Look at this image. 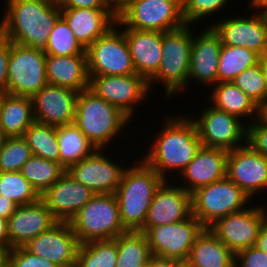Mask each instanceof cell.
<instances>
[{
  "mask_svg": "<svg viewBox=\"0 0 267 267\" xmlns=\"http://www.w3.org/2000/svg\"><path fill=\"white\" fill-rule=\"evenodd\" d=\"M164 114L161 128L154 133L152 144L146 146V153L140 157L164 180H172L193 160L202 144L196 126L189 115ZM148 151V152H147ZM173 172V173H172ZM174 172L176 174H174ZM168 174V175H167ZM170 174H172L170 176ZM174 174V175H173ZM169 176V177H167Z\"/></svg>",
  "mask_w": 267,
  "mask_h": 267,
  "instance_id": "cell-1",
  "label": "cell"
},
{
  "mask_svg": "<svg viewBox=\"0 0 267 267\" xmlns=\"http://www.w3.org/2000/svg\"><path fill=\"white\" fill-rule=\"evenodd\" d=\"M0 35L10 42L43 49L61 16L55 0H2ZM2 18V19H1Z\"/></svg>",
  "mask_w": 267,
  "mask_h": 267,
  "instance_id": "cell-2",
  "label": "cell"
},
{
  "mask_svg": "<svg viewBox=\"0 0 267 267\" xmlns=\"http://www.w3.org/2000/svg\"><path fill=\"white\" fill-rule=\"evenodd\" d=\"M130 160L133 162H129L131 166L128 164L114 194L124 228L139 232L144 227L153 196L164 179L138 156Z\"/></svg>",
  "mask_w": 267,
  "mask_h": 267,
  "instance_id": "cell-3",
  "label": "cell"
},
{
  "mask_svg": "<svg viewBox=\"0 0 267 267\" xmlns=\"http://www.w3.org/2000/svg\"><path fill=\"white\" fill-rule=\"evenodd\" d=\"M130 121L117 107L96 96L89 89L78 93L73 124L79 128L95 149L108 150V145L113 146L110 143L113 144L119 135L124 134L123 139L125 136L131 139L127 136L131 130L124 129L130 128L127 126L131 123Z\"/></svg>",
  "mask_w": 267,
  "mask_h": 267,
  "instance_id": "cell-4",
  "label": "cell"
},
{
  "mask_svg": "<svg viewBox=\"0 0 267 267\" xmlns=\"http://www.w3.org/2000/svg\"><path fill=\"white\" fill-rule=\"evenodd\" d=\"M195 25L162 32V58L157 73L148 81L151 92L154 85L164 87L166 100L184 94L188 86V73Z\"/></svg>",
  "mask_w": 267,
  "mask_h": 267,
  "instance_id": "cell-5",
  "label": "cell"
},
{
  "mask_svg": "<svg viewBox=\"0 0 267 267\" xmlns=\"http://www.w3.org/2000/svg\"><path fill=\"white\" fill-rule=\"evenodd\" d=\"M80 244L115 239L128 232L114 193H96L68 222Z\"/></svg>",
  "mask_w": 267,
  "mask_h": 267,
  "instance_id": "cell-6",
  "label": "cell"
},
{
  "mask_svg": "<svg viewBox=\"0 0 267 267\" xmlns=\"http://www.w3.org/2000/svg\"><path fill=\"white\" fill-rule=\"evenodd\" d=\"M251 202V198L227 177L191 192L192 215L205 228L219 218L245 209Z\"/></svg>",
  "mask_w": 267,
  "mask_h": 267,
  "instance_id": "cell-7",
  "label": "cell"
},
{
  "mask_svg": "<svg viewBox=\"0 0 267 267\" xmlns=\"http://www.w3.org/2000/svg\"><path fill=\"white\" fill-rule=\"evenodd\" d=\"M206 103L207 107L202 105L204 108H200L199 115L188 114L196 126L202 146L229 152L246 144V122Z\"/></svg>",
  "mask_w": 267,
  "mask_h": 267,
  "instance_id": "cell-8",
  "label": "cell"
},
{
  "mask_svg": "<svg viewBox=\"0 0 267 267\" xmlns=\"http://www.w3.org/2000/svg\"><path fill=\"white\" fill-rule=\"evenodd\" d=\"M122 28L168 32L183 27L181 0H131L116 21Z\"/></svg>",
  "mask_w": 267,
  "mask_h": 267,
  "instance_id": "cell-9",
  "label": "cell"
},
{
  "mask_svg": "<svg viewBox=\"0 0 267 267\" xmlns=\"http://www.w3.org/2000/svg\"><path fill=\"white\" fill-rule=\"evenodd\" d=\"M46 56L43 49L11 42L7 93L33 97L46 86Z\"/></svg>",
  "mask_w": 267,
  "mask_h": 267,
  "instance_id": "cell-10",
  "label": "cell"
},
{
  "mask_svg": "<svg viewBox=\"0 0 267 267\" xmlns=\"http://www.w3.org/2000/svg\"><path fill=\"white\" fill-rule=\"evenodd\" d=\"M89 78V90L117 107L132 121L138 106L149 100L150 93L154 94L148 81L139 74L97 75Z\"/></svg>",
  "mask_w": 267,
  "mask_h": 267,
  "instance_id": "cell-11",
  "label": "cell"
},
{
  "mask_svg": "<svg viewBox=\"0 0 267 267\" xmlns=\"http://www.w3.org/2000/svg\"><path fill=\"white\" fill-rule=\"evenodd\" d=\"M89 76L136 74L122 27L116 24L87 49Z\"/></svg>",
  "mask_w": 267,
  "mask_h": 267,
  "instance_id": "cell-12",
  "label": "cell"
},
{
  "mask_svg": "<svg viewBox=\"0 0 267 267\" xmlns=\"http://www.w3.org/2000/svg\"><path fill=\"white\" fill-rule=\"evenodd\" d=\"M204 229L192 215L186 220L167 225L143 227L139 232L145 234L152 255L186 261L192 245Z\"/></svg>",
  "mask_w": 267,
  "mask_h": 267,
  "instance_id": "cell-13",
  "label": "cell"
},
{
  "mask_svg": "<svg viewBox=\"0 0 267 267\" xmlns=\"http://www.w3.org/2000/svg\"><path fill=\"white\" fill-rule=\"evenodd\" d=\"M255 203L217 219L208 227L234 254L255 245L260 227L267 217V204L261 202L256 206Z\"/></svg>",
  "mask_w": 267,
  "mask_h": 267,
  "instance_id": "cell-14",
  "label": "cell"
},
{
  "mask_svg": "<svg viewBox=\"0 0 267 267\" xmlns=\"http://www.w3.org/2000/svg\"><path fill=\"white\" fill-rule=\"evenodd\" d=\"M108 153L107 149H95L86 158L70 165L66 171L95 193H115L127 164L124 162L126 160H114L112 154Z\"/></svg>",
  "mask_w": 267,
  "mask_h": 267,
  "instance_id": "cell-15",
  "label": "cell"
},
{
  "mask_svg": "<svg viewBox=\"0 0 267 267\" xmlns=\"http://www.w3.org/2000/svg\"><path fill=\"white\" fill-rule=\"evenodd\" d=\"M238 17L217 19L210 26L226 46H241L263 56L267 53V14L254 12Z\"/></svg>",
  "mask_w": 267,
  "mask_h": 267,
  "instance_id": "cell-16",
  "label": "cell"
},
{
  "mask_svg": "<svg viewBox=\"0 0 267 267\" xmlns=\"http://www.w3.org/2000/svg\"><path fill=\"white\" fill-rule=\"evenodd\" d=\"M226 177L258 202L267 194V159L246 143L228 152Z\"/></svg>",
  "mask_w": 267,
  "mask_h": 267,
  "instance_id": "cell-17",
  "label": "cell"
},
{
  "mask_svg": "<svg viewBox=\"0 0 267 267\" xmlns=\"http://www.w3.org/2000/svg\"><path fill=\"white\" fill-rule=\"evenodd\" d=\"M79 246L78 238L65 221H58L23 245L33 255L47 259L58 267H76Z\"/></svg>",
  "mask_w": 267,
  "mask_h": 267,
  "instance_id": "cell-18",
  "label": "cell"
},
{
  "mask_svg": "<svg viewBox=\"0 0 267 267\" xmlns=\"http://www.w3.org/2000/svg\"><path fill=\"white\" fill-rule=\"evenodd\" d=\"M198 34L194 31L188 73V87L192 80L207 89L218 83V63L222 43L219 35L208 25ZM190 83V84H189ZM210 87V88H209Z\"/></svg>",
  "mask_w": 267,
  "mask_h": 267,
  "instance_id": "cell-19",
  "label": "cell"
},
{
  "mask_svg": "<svg viewBox=\"0 0 267 267\" xmlns=\"http://www.w3.org/2000/svg\"><path fill=\"white\" fill-rule=\"evenodd\" d=\"M191 216V193L175 181L164 180L153 196L144 227L167 225Z\"/></svg>",
  "mask_w": 267,
  "mask_h": 267,
  "instance_id": "cell-20",
  "label": "cell"
},
{
  "mask_svg": "<svg viewBox=\"0 0 267 267\" xmlns=\"http://www.w3.org/2000/svg\"><path fill=\"white\" fill-rule=\"evenodd\" d=\"M78 93L47 84L32 97L35 120L54 127L73 124Z\"/></svg>",
  "mask_w": 267,
  "mask_h": 267,
  "instance_id": "cell-21",
  "label": "cell"
},
{
  "mask_svg": "<svg viewBox=\"0 0 267 267\" xmlns=\"http://www.w3.org/2000/svg\"><path fill=\"white\" fill-rule=\"evenodd\" d=\"M95 194L65 171L40 199L58 221L69 222Z\"/></svg>",
  "mask_w": 267,
  "mask_h": 267,
  "instance_id": "cell-22",
  "label": "cell"
},
{
  "mask_svg": "<svg viewBox=\"0 0 267 267\" xmlns=\"http://www.w3.org/2000/svg\"><path fill=\"white\" fill-rule=\"evenodd\" d=\"M227 158V150L201 146L193 160L176 177L181 180L173 181L191 193L199 187L226 177Z\"/></svg>",
  "mask_w": 267,
  "mask_h": 267,
  "instance_id": "cell-23",
  "label": "cell"
},
{
  "mask_svg": "<svg viewBox=\"0 0 267 267\" xmlns=\"http://www.w3.org/2000/svg\"><path fill=\"white\" fill-rule=\"evenodd\" d=\"M57 222L41 199L32 204L17 206L7 219L9 249L25 245Z\"/></svg>",
  "mask_w": 267,
  "mask_h": 267,
  "instance_id": "cell-24",
  "label": "cell"
},
{
  "mask_svg": "<svg viewBox=\"0 0 267 267\" xmlns=\"http://www.w3.org/2000/svg\"><path fill=\"white\" fill-rule=\"evenodd\" d=\"M136 74L149 81L162 58V32L122 28Z\"/></svg>",
  "mask_w": 267,
  "mask_h": 267,
  "instance_id": "cell-25",
  "label": "cell"
},
{
  "mask_svg": "<svg viewBox=\"0 0 267 267\" xmlns=\"http://www.w3.org/2000/svg\"><path fill=\"white\" fill-rule=\"evenodd\" d=\"M61 16L85 49L117 21L108 9L61 8Z\"/></svg>",
  "mask_w": 267,
  "mask_h": 267,
  "instance_id": "cell-26",
  "label": "cell"
},
{
  "mask_svg": "<svg viewBox=\"0 0 267 267\" xmlns=\"http://www.w3.org/2000/svg\"><path fill=\"white\" fill-rule=\"evenodd\" d=\"M46 78L50 85L76 92L89 89L87 55L46 56Z\"/></svg>",
  "mask_w": 267,
  "mask_h": 267,
  "instance_id": "cell-27",
  "label": "cell"
},
{
  "mask_svg": "<svg viewBox=\"0 0 267 267\" xmlns=\"http://www.w3.org/2000/svg\"><path fill=\"white\" fill-rule=\"evenodd\" d=\"M210 91V97H206L210 105L247 121L246 124L261 116V109L232 82H219Z\"/></svg>",
  "mask_w": 267,
  "mask_h": 267,
  "instance_id": "cell-28",
  "label": "cell"
},
{
  "mask_svg": "<svg viewBox=\"0 0 267 267\" xmlns=\"http://www.w3.org/2000/svg\"><path fill=\"white\" fill-rule=\"evenodd\" d=\"M35 121L32 97L0 94V130L6 137L23 136Z\"/></svg>",
  "mask_w": 267,
  "mask_h": 267,
  "instance_id": "cell-29",
  "label": "cell"
},
{
  "mask_svg": "<svg viewBox=\"0 0 267 267\" xmlns=\"http://www.w3.org/2000/svg\"><path fill=\"white\" fill-rule=\"evenodd\" d=\"M186 261L192 267H235V254L205 228L196 238Z\"/></svg>",
  "mask_w": 267,
  "mask_h": 267,
  "instance_id": "cell-30",
  "label": "cell"
},
{
  "mask_svg": "<svg viewBox=\"0 0 267 267\" xmlns=\"http://www.w3.org/2000/svg\"><path fill=\"white\" fill-rule=\"evenodd\" d=\"M59 163L67 169L90 155L95 148L75 124L57 127Z\"/></svg>",
  "mask_w": 267,
  "mask_h": 267,
  "instance_id": "cell-31",
  "label": "cell"
},
{
  "mask_svg": "<svg viewBox=\"0 0 267 267\" xmlns=\"http://www.w3.org/2000/svg\"><path fill=\"white\" fill-rule=\"evenodd\" d=\"M116 267H147L152 256L144 233L128 231L117 237Z\"/></svg>",
  "mask_w": 267,
  "mask_h": 267,
  "instance_id": "cell-32",
  "label": "cell"
},
{
  "mask_svg": "<svg viewBox=\"0 0 267 267\" xmlns=\"http://www.w3.org/2000/svg\"><path fill=\"white\" fill-rule=\"evenodd\" d=\"M259 55L241 46L222 44L218 63V83L232 82L243 70L258 63Z\"/></svg>",
  "mask_w": 267,
  "mask_h": 267,
  "instance_id": "cell-33",
  "label": "cell"
},
{
  "mask_svg": "<svg viewBox=\"0 0 267 267\" xmlns=\"http://www.w3.org/2000/svg\"><path fill=\"white\" fill-rule=\"evenodd\" d=\"M66 169L55 161L32 155L20 170L22 176L41 195L52 186Z\"/></svg>",
  "mask_w": 267,
  "mask_h": 267,
  "instance_id": "cell-34",
  "label": "cell"
},
{
  "mask_svg": "<svg viewBox=\"0 0 267 267\" xmlns=\"http://www.w3.org/2000/svg\"><path fill=\"white\" fill-rule=\"evenodd\" d=\"M23 137L31 149L32 155L59 163V144L57 127L35 121Z\"/></svg>",
  "mask_w": 267,
  "mask_h": 267,
  "instance_id": "cell-35",
  "label": "cell"
},
{
  "mask_svg": "<svg viewBox=\"0 0 267 267\" xmlns=\"http://www.w3.org/2000/svg\"><path fill=\"white\" fill-rule=\"evenodd\" d=\"M117 237L80 244L76 267H116Z\"/></svg>",
  "mask_w": 267,
  "mask_h": 267,
  "instance_id": "cell-36",
  "label": "cell"
},
{
  "mask_svg": "<svg viewBox=\"0 0 267 267\" xmlns=\"http://www.w3.org/2000/svg\"><path fill=\"white\" fill-rule=\"evenodd\" d=\"M43 51L46 55L54 56L87 55L86 49L76 39L62 16L57 19Z\"/></svg>",
  "mask_w": 267,
  "mask_h": 267,
  "instance_id": "cell-37",
  "label": "cell"
},
{
  "mask_svg": "<svg viewBox=\"0 0 267 267\" xmlns=\"http://www.w3.org/2000/svg\"><path fill=\"white\" fill-rule=\"evenodd\" d=\"M0 195L10 199L17 206L37 202L40 195L20 171H0Z\"/></svg>",
  "mask_w": 267,
  "mask_h": 267,
  "instance_id": "cell-38",
  "label": "cell"
},
{
  "mask_svg": "<svg viewBox=\"0 0 267 267\" xmlns=\"http://www.w3.org/2000/svg\"><path fill=\"white\" fill-rule=\"evenodd\" d=\"M261 110L267 104L265 81L259 63L243 70L233 81Z\"/></svg>",
  "mask_w": 267,
  "mask_h": 267,
  "instance_id": "cell-39",
  "label": "cell"
},
{
  "mask_svg": "<svg viewBox=\"0 0 267 267\" xmlns=\"http://www.w3.org/2000/svg\"><path fill=\"white\" fill-rule=\"evenodd\" d=\"M32 156L23 136L6 137L0 150V171H20Z\"/></svg>",
  "mask_w": 267,
  "mask_h": 267,
  "instance_id": "cell-40",
  "label": "cell"
},
{
  "mask_svg": "<svg viewBox=\"0 0 267 267\" xmlns=\"http://www.w3.org/2000/svg\"><path fill=\"white\" fill-rule=\"evenodd\" d=\"M233 0H181L182 16L184 22L189 25H196V23L204 22L203 20H212L215 15L224 8H228V2L231 6ZM210 18H208V17ZM211 16V17H210ZM206 17V18H205Z\"/></svg>",
  "mask_w": 267,
  "mask_h": 267,
  "instance_id": "cell-41",
  "label": "cell"
},
{
  "mask_svg": "<svg viewBox=\"0 0 267 267\" xmlns=\"http://www.w3.org/2000/svg\"><path fill=\"white\" fill-rule=\"evenodd\" d=\"M6 267H58L53 262L33 255L23 246H17L7 251Z\"/></svg>",
  "mask_w": 267,
  "mask_h": 267,
  "instance_id": "cell-42",
  "label": "cell"
},
{
  "mask_svg": "<svg viewBox=\"0 0 267 267\" xmlns=\"http://www.w3.org/2000/svg\"><path fill=\"white\" fill-rule=\"evenodd\" d=\"M246 143L267 159V120L262 116L247 124Z\"/></svg>",
  "mask_w": 267,
  "mask_h": 267,
  "instance_id": "cell-43",
  "label": "cell"
},
{
  "mask_svg": "<svg viewBox=\"0 0 267 267\" xmlns=\"http://www.w3.org/2000/svg\"><path fill=\"white\" fill-rule=\"evenodd\" d=\"M235 267H267V253L255 245L235 254Z\"/></svg>",
  "mask_w": 267,
  "mask_h": 267,
  "instance_id": "cell-44",
  "label": "cell"
},
{
  "mask_svg": "<svg viewBox=\"0 0 267 267\" xmlns=\"http://www.w3.org/2000/svg\"><path fill=\"white\" fill-rule=\"evenodd\" d=\"M11 42L0 35V94L7 93L8 62Z\"/></svg>",
  "mask_w": 267,
  "mask_h": 267,
  "instance_id": "cell-45",
  "label": "cell"
},
{
  "mask_svg": "<svg viewBox=\"0 0 267 267\" xmlns=\"http://www.w3.org/2000/svg\"><path fill=\"white\" fill-rule=\"evenodd\" d=\"M60 8L107 9L103 0H55Z\"/></svg>",
  "mask_w": 267,
  "mask_h": 267,
  "instance_id": "cell-46",
  "label": "cell"
},
{
  "mask_svg": "<svg viewBox=\"0 0 267 267\" xmlns=\"http://www.w3.org/2000/svg\"><path fill=\"white\" fill-rule=\"evenodd\" d=\"M131 0H103L105 7L116 17L129 6Z\"/></svg>",
  "mask_w": 267,
  "mask_h": 267,
  "instance_id": "cell-47",
  "label": "cell"
},
{
  "mask_svg": "<svg viewBox=\"0 0 267 267\" xmlns=\"http://www.w3.org/2000/svg\"><path fill=\"white\" fill-rule=\"evenodd\" d=\"M17 205L10 199L0 195V217L8 219L16 209Z\"/></svg>",
  "mask_w": 267,
  "mask_h": 267,
  "instance_id": "cell-48",
  "label": "cell"
},
{
  "mask_svg": "<svg viewBox=\"0 0 267 267\" xmlns=\"http://www.w3.org/2000/svg\"><path fill=\"white\" fill-rule=\"evenodd\" d=\"M179 261L152 255L147 267H174Z\"/></svg>",
  "mask_w": 267,
  "mask_h": 267,
  "instance_id": "cell-49",
  "label": "cell"
},
{
  "mask_svg": "<svg viewBox=\"0 0 267 267\" xmlns=\"http://www.w3.org/2000/svg\"><path fill=\"white\" fill-rule=\"evenodd\" d=\"M255 246L267 253V217L260 227Z\"/></svg>",
  "mask_w": 267,
  "mask_h": 267,
  "instance_id": "cell-50",
  "label": "cell"
},
{
  "mask_svg": "<svg viewBox=\"0 0 267 267\" xmlns=\"http://www.w3.org/2000/svg\"><path fill=\"white\" fill-rule=\"evenodd\" d=\"M0 244L8 251L9 250V238L7 220L0 217Z\"/></svg>",
  "mask_w": 267,
  "mask_h": 267,
  "instance_id": "cell-51",
  "label": "cell"
},
{
  "mask_svg": "<svg viewBox=\"0 0 267 267\" xmlns=\"http://www.w3.org/2000/svg\"><path fill=\"white\" fill-rule=\"evenodd\" d=\"M248 1H247V4L249 7V10H248L249 12L252 9L251 11L252 13L255 11V12L267 14V0H248Z\"/></svg>",
  "mask_w": 267,
  "mask_h": 267,
  "instance_id": "cell-52",
  "label": "cell"
},
{
  "mask_svg": "<svg viewBox=\"0 0 267 267\" xmlns=\"http://www.w3.org/2000/svg\"><path fill=\"white\" fill-rule=\"evenodd\" d=\"M258 63L262 70V74H263L264 81H265V89L267 93V53L264 54L263 56H259Z\"/></svg>",
  "mask_w": 267,
  "mask_h": 267,
  "instance_id": "cell-53",
  "label": "cell"
},
{
  "mask_svg": "<svg viewBox=\"0 0 267 267\" xmlns=\"http://www.w3.org/2000/svg\"><path fill=\"white\" fill-rule=\"evenodd\" d=\"M7 250L0 244V267H6Z\"/></svg>",
  "mask_w": 267,
  "mask_h": 267,
  "instance_id": "cell-54",
  "label": "cell"
},
{
  "mask_svg": "<svg viewBox=\"0 0 267 267\" xmlns=\"http://www.w3.org/2000/svg\"><path fill=\"white\" fill-rule=\"evenodd\" d=\"M174 267H192L187 261H179Z\"/></svg>",
  "mask_w": 267,
  "mask_h": 267,
  "instance_id": "cell-55",
  "label": "cell"
},
{
  "mask_svg": "<svg viewBox=\"0 0 267 267\" xmlns=\"http://www.w3.org/2000/svg\"><path fill=\"white\" fill-rule=\"evenodd\" d=\"M5 138H6V136L0 130V150L2 149Z\"/></svg>",
  "mask_w": 267,
  "mask_h": 267,
  "instance_id": "cell-56",
  "label": "cell"
},
{
  "mask_svg": "<svg viewBox=\"0 0 267 267\" xmlns=\"http://www.w3.org/2000/svg\"><path fill=\"white\" fill-rule=\"evenodd\" d=\"M261 116L267 120V104L266 106L261 110Z\"/></svg>",
  "mask_w": 267,
  "mask_h": 267,
  "instance_id": "cell-57",
  "label": "cell"
}]
</instances>
